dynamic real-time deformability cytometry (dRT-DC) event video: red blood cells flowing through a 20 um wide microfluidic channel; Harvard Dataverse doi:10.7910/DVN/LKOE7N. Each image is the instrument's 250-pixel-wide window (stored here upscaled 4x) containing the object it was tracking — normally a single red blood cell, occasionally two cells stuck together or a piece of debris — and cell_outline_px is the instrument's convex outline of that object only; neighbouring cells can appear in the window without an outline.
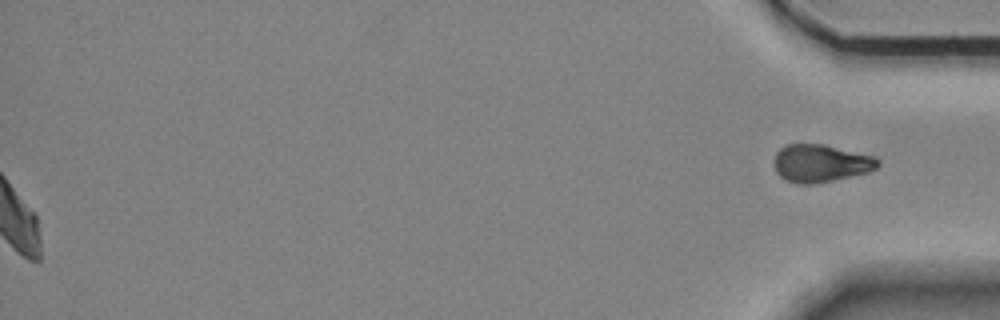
{"species": "Egyptian fruit bat (a non-hibernating species)", "species_latin": "Rousettus aegyptiacus", "temperature_condition": "room temperature", "stored_images_in_passage": 58, "segment_of_instrument_passage": [2, 2], "camera_frame_rate_fps": 3000, "um_per_image_px": 0.085, "animal": {"sex": "female"}, "frame": {"image": 1, "passage_image": 58, "time_ms": 19.0, "image_size_px": [1000, 320], "cell_outline_px": [[880, 164], [876, 168], [868, 172], [832, 180], [812, 184], [796, 184], [784, 180], [776, 172], [776, 152], [784, 144], [824, 144], [876, 156], [880, 160]], "centroid_in_image_um": [69.78, 13.87], "position_along_channel_um": 365.4, "area_um2": 22.83}}